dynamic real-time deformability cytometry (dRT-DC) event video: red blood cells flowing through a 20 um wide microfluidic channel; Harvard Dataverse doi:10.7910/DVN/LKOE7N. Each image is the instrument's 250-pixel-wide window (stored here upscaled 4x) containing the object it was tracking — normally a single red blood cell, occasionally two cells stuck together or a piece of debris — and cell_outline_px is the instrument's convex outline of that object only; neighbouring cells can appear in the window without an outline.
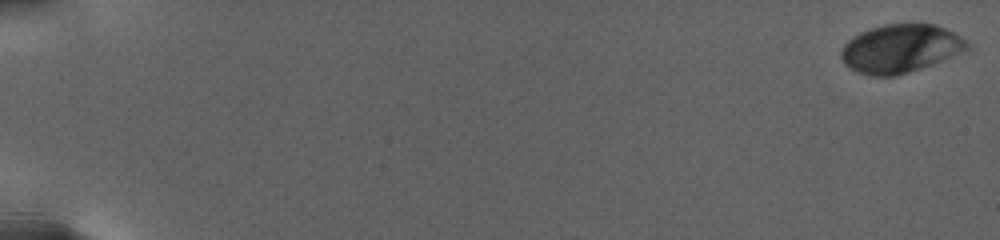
{"species": "human", "species_latin": "Homo sapiens", "temperature_condition": "warm", "stored_images_in_passage": 49, "camera_frame_rate_fps": 3000, "um_per_image_px": 0.085, "donor": {"sex": "female"}, "frame": {"image": 1, "passage_image": 1, "time_ms": 0.0, "image_size_px": [1000, 240], "cell_outline_px": [[968, 48], [940, 60], [920, 68], [896, 76], [872, 76], [848, 68], [844, 64], [840, 56], [840, 52], [844, 44], [852, 36], [860, 32], [884, 24], [932, 24], [944, 28], [960, 36], [968, 44]], "centroid_in_image_um": [76.45, 4.12], "position_along_channel_um": 8.6, "area_um2": 34.85}}
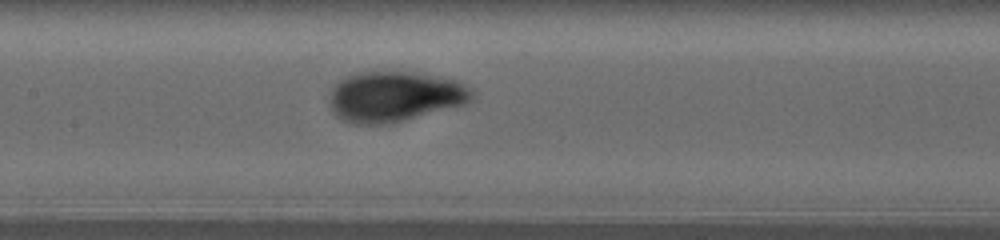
{"frame": {"image": 2, "passage_image": 28, "time_ms": 14.0, "image_size_px": [1000, 240], "cell_outline_px": [[472, 100], [464, 104], [404, 120], [388, 124], [352, 124], [340, 120], [332, 112], [328, 104], [328, 96], [332, 88], [344, 76], [352, 72], [416, 72], [440, 76], [456, 80], [472, 88]], "centroid_in_image_um": [33.48, 8.2], "position_along_channel_um": 173.9, "area_um2": 42.31}}
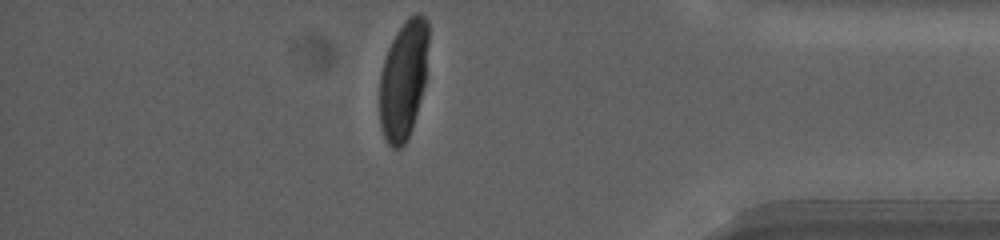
{"frame": {"image": 3, "passage_image": 49, "time_ms": 23.667, "image_size_px": [1000, 240], "cell_outline_px": [[428, 44], [424, 84], [412, 128], [408, 140], [400, 148], [392, 148], [388, 144], [380, 128], [380, 76], [384, 60], [388, 48], [396, 32], [404, 20], [408, 16], [416, 12], [420, 12], [428, 20]], "centroid_in_image_um": [34.29, 6.75], "position_along_channel_um": 400.9, "area_um2": 33.93}, "authors_computed_cell_mechanics": {"area_um2": 38.0324, "velocity_mm_per_s": 2.612, "shape_relaxation_time_tau1_ms": 4.5343, "shape_relaxation_time_tau2_ms": null, "deformation_change_tau1": 0.1658, "deformation_change_tau2": null}}